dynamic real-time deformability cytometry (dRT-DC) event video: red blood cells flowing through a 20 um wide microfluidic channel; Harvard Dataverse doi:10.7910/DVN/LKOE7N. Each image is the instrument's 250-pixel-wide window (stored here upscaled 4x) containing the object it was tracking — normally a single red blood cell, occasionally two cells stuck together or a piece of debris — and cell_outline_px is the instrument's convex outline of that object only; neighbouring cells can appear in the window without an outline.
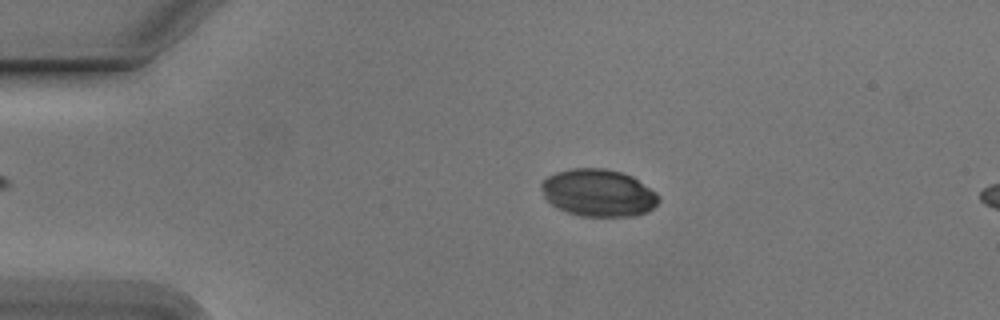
{"species": "Egyptian fruit bat (a non-hibernating species)", "species_latin": "Rousettus aegyptiacus", "temperature_condition": "cold", "stored_images_in_passage": 48, "camera_frame_rate_fps": 3000, "um_per_image_px": 0.085, "animal": {"sex": "male"}, "frame": {"image": 1, "passage_image": 12, "time_ms": 3.667, "image_size_px": [1000, 320], "cell_outline_px": [[660, 200], [648, 212], [632, 216], [580, 216], [556, 208], [544, 196], [540, 188], [540, 180], [556, 172], [572, 168], [604, 168], [620, 172], [632, 176], [656, 192], [660, 196]], "centroid_in_image_um": [50.84, 16.39], "position_along_channel_um": 34.2, "area_um2": 32.48}}
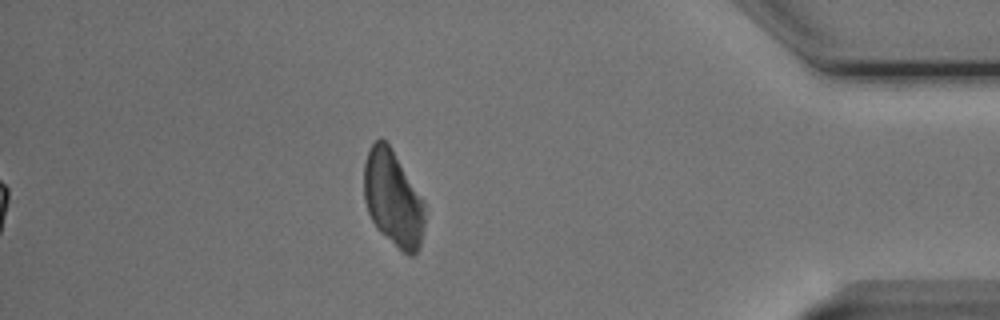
{"frame": {"image": 2, "passage_image": 48, "time_ms": 15.667, "image_size_px": [1000, 320], "cell_outline_px": [[424, 224], [420, 244], [416, 252], [412, 256], [408, 256], [380, 232], [376, 228], [368, 212], [364, 200], [364, 164], [368, 148], [380, 136], [392, 148], [424, 200]], "centroid_in_image_um": [33.39, 16.85], "position_along_channel_um": 401.8, "area_um2": 33.99}}